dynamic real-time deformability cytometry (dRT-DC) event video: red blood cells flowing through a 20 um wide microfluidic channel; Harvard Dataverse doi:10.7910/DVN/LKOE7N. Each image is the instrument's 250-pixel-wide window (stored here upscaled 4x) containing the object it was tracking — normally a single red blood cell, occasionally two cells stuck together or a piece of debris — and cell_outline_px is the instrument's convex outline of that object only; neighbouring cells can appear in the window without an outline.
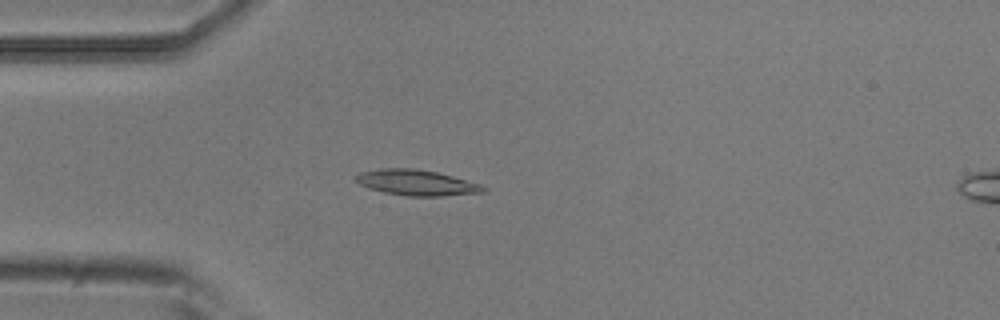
{"species": "common noctule bat (a hibernating species)", "species_latin": "Nyctalus noctula", "temperature_condition": "room temperature", "stored_images_in_passage": 5, "camera_frame_rate_fps": 3000, "um_per_image_px": 0.085, "animal": {"sex": "male", "body_mass_g": 20.5, "forearm_length_mm": 52.5}, "frame": {"image": 1, "passage_image": 4, "time_ms": 1.0, "image_size_px": [1000, 320], "cell_outline_px": [[488, 188], [484, 192], [440, 196], [408, 196], [384, 192], [368, 188], [360, 184], [356, 180], [356, 176], [360, 172], [380, 168], [412, 168], [436, 172], [452, 176], [480, 184]], "centroid_in_image_um": [35.4, 15.52], "position_along_channel_um": 49.6, "area_um2": 18.9}}